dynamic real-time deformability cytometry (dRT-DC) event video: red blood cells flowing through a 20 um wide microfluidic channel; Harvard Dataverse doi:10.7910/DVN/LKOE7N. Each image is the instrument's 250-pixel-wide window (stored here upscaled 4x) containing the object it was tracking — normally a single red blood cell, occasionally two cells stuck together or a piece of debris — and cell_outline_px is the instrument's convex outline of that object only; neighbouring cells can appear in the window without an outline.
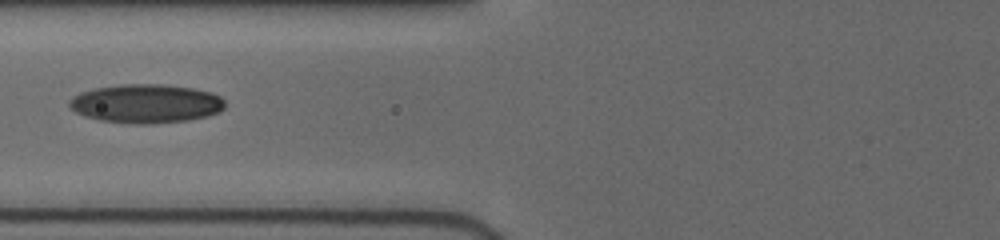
{"species": "human", "species_latin": "Homo sapiens", "temperature_condition": "cold", "stored_images_in_passage": 25, "camera_frame_rate_fps": 3000, "um_per_image_px": 0.085, "donor": {"sex": "female"}, "frame": {"image": 1, "passage_image": 5, "time_ms": 2.0, "image_size_px": [1000, 240], "cell_outline_px": [[224, 108], [216, 112], [204, 116], [188, 120], [152, 124], [136, 124], [100, 120], [84, 116], [76, 112], [68, 104], [68, 100], [72, 96], [80, 92], [92, 88], [120, 84], [164, 84], [192, 88], [212, 92], [220, 96], [224, 100]], "centroid_in_image_um": [12.37, 8.79], "position_along_channel_um": 113.4, "area_um2": 35.32}}
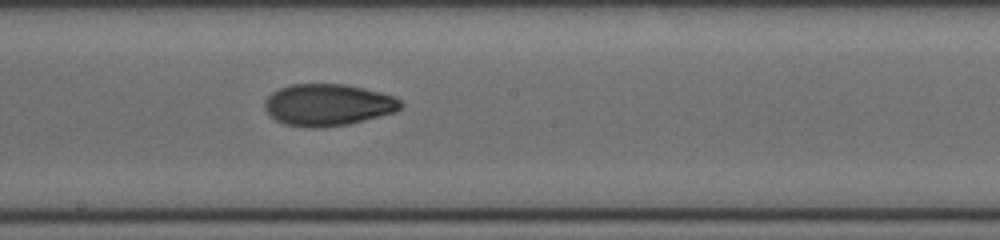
{"frame": {"image": 2, "passage_image": 9, "time_ms": 4.667, "image_size_px": [1000, 240], "cell_outline_px": [[404, 108], [392, 112], [364, 120], [348, 124], [320, 128], [312, 128], [284, 124], [268, 116], [264, 108], [264, 100], [272, 92], [280, 88], [292, 84], [344, 84], [364, 88], [396, 96], [404, 104]], "centroid_in_image_um": [27.86, 8.91], "position_along_channel_um": 220.3, "area_um2": 33.35}}
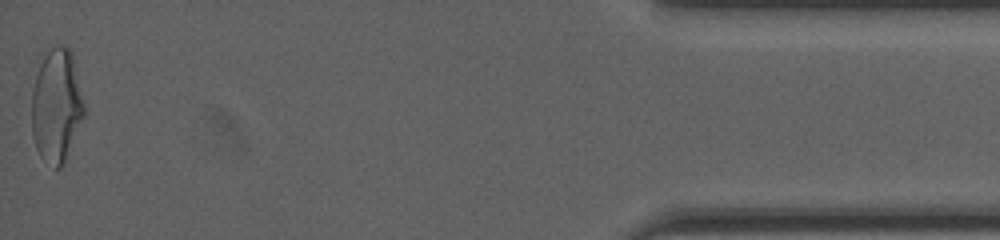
{"frame": {"image": 3, "passage_image": 25, "time_ms": 11.667, "image_size_px": [1000, 240], "cell_outline_px": [[84, 116], [64, 160], [60, 168], [56, 168], [40, 156], [36, 148], [32, 136], [32, 92], [40, 52], [56, 44], [60, 44], [68, 48], [72, 52], [84, 104]], "centroid_in_image_um": [4.77, 8.87], "position_along_channel_um": 430.4, "area_um2": 34.91}, "authors_computed_cell_mechanics": {"area_um2": 32.7726, "velocity_mm_per_s": 3.9892, "shape_relaxation_time_tau1_ms": 9.0356, "shape_relaxation_time_tau2_ms": 1.6442, "deformation_change_tau1": 0.2145, "deformation_change_tau2": 0.0704}}